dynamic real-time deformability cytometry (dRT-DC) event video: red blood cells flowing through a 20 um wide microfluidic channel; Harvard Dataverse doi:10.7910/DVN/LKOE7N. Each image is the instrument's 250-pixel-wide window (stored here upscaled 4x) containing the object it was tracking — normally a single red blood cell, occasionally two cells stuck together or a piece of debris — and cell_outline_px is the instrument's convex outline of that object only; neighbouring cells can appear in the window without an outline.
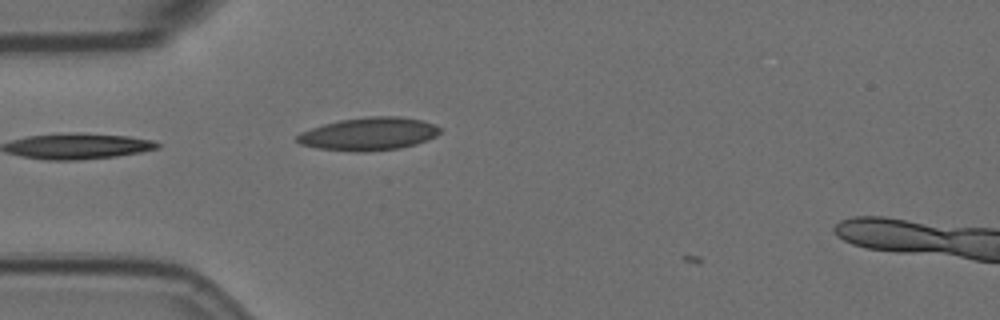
{"species": "Egyptian fruit bat (a non-hibernating species)", "species_latin": "Rousettus aegyptiacus", "temperature_condition": "room temperature", "stored_images_in_passage": 8, "camera_frame_rate_fps": 3000, "um_per_image_px": 0.085, "animal": {"sex": "female"}, "frame": {"image": 1, "passage_image": 7, "time_ms": 2.0, "image_size_px": [1000, 320], "cell_outline_px": [[440, 132], [436, 136], [428, 140], [416, 144], [400, 148], [364, 152], [352, 152], [316, 148], [300, 144], [296, 140], [296, 136], [300, 132], [324, 124], [340, 120], [368, 116], [400, 116], [420, 120], [436, 124], [440, 128]], "centroid_in_image_um": [31.35, 11.39], "position_along_channel_um": 53.7, "area_um2": 27.57}}